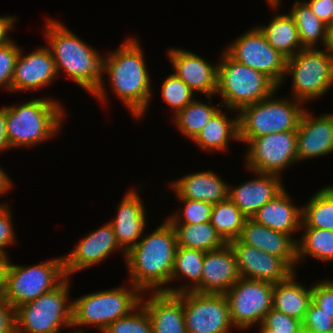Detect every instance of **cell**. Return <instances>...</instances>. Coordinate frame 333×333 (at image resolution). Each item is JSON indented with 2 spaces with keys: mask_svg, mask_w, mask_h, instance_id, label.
I'll return each instance as SVG.
<instances>
[{
  "mask_svg": "<svg viewBox=\"0 0 333 333\" xmlns=\"http://www.w3.org/2000/svg\"><path fill=\"white\" fill-rule=\"evenodd\" d=\"M143 237L126 253L131 283L142 293L165 292L162 286L171 282L178 247L175 229L166 219Z\"/></svg>",
  "mask_w": 333,
  "mask_h": 333,
  "instance_id": "2",
  "label": "cell"
},
{
  "mask_svg": "<svg viewBox=\"0 0 333 333\" xmlns=\"http://www.w3.org/2000/svg\"><path fill=\"white\" fill-rule=\"evenodd\" d=\"M285 191L264 204L251 218L274 231L291 236L301 229L302 208L294 205Z\"/></svg>",
  "mask_w": 333,
  "mask_h": 333,
  "instance_id": "26",
  "label": "cell"
},
{
  "mask_svg": "<svg viewBox=\"0 0 333 333\" xmlns=\"http://www.w3.org/2000/svg\"><path fill=\"white\" fill-rule=\"evenodd\" d=\"M70 278L52 291L15 308L16 333H61L72 327L73 302H68Z\"/></svg>",
  "mask_w": 333,
  "mask_h": 333,
  "instance_id": "8",
  "label": "cell"
},
{
  "mask_svg": "<svg viewBox=\"0 0 333 333\" xmlns=\"http://www.w3.org/2000/svg\"><path fill=\"white\" fill-rule=\"evenodd\" d=\"M292 97L303 104L325 95L333 86V57L325 50L304 48L287 59Z\"/></svg>",
  "mask_w": 333,
  "mask_h": 333,
  "instance_id": "10",
  "label": "cell"
},
{
  "mask_svg": "<svg viewBox=\"0 0 333 333\" xmlns=\"http://www.w3.org/2000/svg\"><path fill=\"white\" fill-rule=\"evenodd\" d=\"M20 50L21 48L14 40L0 46V87L9 91H11V81Z\"/></svg>",
  "mask_w": 333,
  "mask_h": 333,
  "instance_id": "42",
  "label": "cell"
},
{
  "mask_svg": "<svg viewBox=\"0 0 333 333\" xmlns=\"http://www.w3.org/2000/svg\"><path fill=\"white\" fill-rule=\"evenodd\" d=\"M71 333H84V332H83V330L80 331V329H79V331L77 330V331H74V332H71Z\"/></svg>",
  "mask_w": 333,
  "mask_h": 333,
  "instance_id": "54",
  "label": "cell"
},
{
  "mask_svg": "<svg viewBox=\"0 0 333 333\" xmlns=\"http://www.w3.org/2000/svg\"><path fill=\"white\" fill-rule=\"evenodd\" d=\"M301 208V228L333 230V185L318 190Z\"/></svg>",
  "mask_w": 333,
  "mask_h": 333,
  "instance_id": "33",
  "label": "cell"
},
{
  "mask_svg": "<svg viewBox=\"0 0 333 333\" xmlns=\"http://www.w3.org/2000/svg\"><path fill=\"white\" fill-rule=\"evenodd\" d=\"M289 14L296 23L299 39L304 48L316 47L319 40L325 47L327 25L312 12L305 0H295Z\"/></svg>",
  "mask_w": 333,
  "mask_h": 333,
  "instance_id": "31",
  "label": "cell"
},
{
  "mask_svg": "<svg viewBox=\"0 0 333 333\" xmlns=\"http://www.w3.org/2000/svg\"><path fill=\"white\" fill-rule=\"evenodd\" d=\"M161 86L163 101L174 109L173 116L194 100V92L174 73L166 77Z\"/></svg>",
  "mask_w": 333,
  "mask_h": 333,
  "instance_id": "37",
  "label": "cell"
},
{
  "mask_svg": "<svg viewBox=\"0 0 333 333\" xmlns=\"http://www.w3.org/2000/svg\"><path fill=\"white\" fill-rule=\"evenodd\" d=\"M143 295L131 284L80 296L72 301V326H94L103 332L110 323L136 309Z\"/></svg>",
  "mask_w": 333,
  "mask_h": 333,
  "instance_id": "7",
  "label": "cell"
},
{
  "mask_svg": "<svg viewBox=\"0 0 333 333\" xmlns=\"http://www.w3.org/2000/svg\"><path fill=\"white\" fill-rule=\"evenodd\" d=\"M178 200H180L185 207L182 213L175 212L167 218L171 224L191 225L210 221L213 204L187 198H179Z\"/></svg>",
  "mask_w": 333,
  "mask_h": 333,
  "instance_id": "39",
  "label": "cell"
},
{
  "mask_svg": "<svg viewBox=\"0 0 333 333\" xmlns=\"http://www.w3.org/2000/svg\"><path fill=\"white\" fill-rule=\"evenodd\" d=\"M330 153H333V114L313 116L305 109L297 128L298 162Z\"/></svg>",
  "mask_w": 333,
  "mask_h": 333,
  "instance_id": "19",
  "label": "cell"
},
{
  "mask_svg": "<svg viewBox=\"0 0 333 333\" xmlns=\"http://www.w3.org/2000/svg\"><path fill=\"white\" fill-rule=\"evenodd\" d=\"M12 184L13 183L10 177L7 175L4 169L0 167V196H2V194H6L7 192H9V190L12 189L11 188L13 186Z\"/></svg>",
  "mask_w": 333,
  "mask_h": 333,
  "instance_id": "49",
  "label": "cell"
},
{
  "mask_svg": "<svg viewBox=\"0 0 333 333\" xmlns=\"http://www.w3.org/2000/svg\"><path fill=\"white\" fill-rule=\"evenodd\" d=\"M205 252L192 248L177 247L171 282L178 278H187L188 284L179 288L165 287L166 293L179 294L187 291L201 293L202 268ZM186 285V286H185Z\"/></svg>",
  "mask_w": 333,
  "mask_h": 333,
  "instance_id": "29",
  "label": "cell"
},
{
  "mask_svg": "<svg viewBox=\"0 0 333 333\" xmlns=\"http://www.w3.org/2000/svg\"><path fill=\"white\" fill-rule=\"evenodd\" d=\"M141 298L153 327V333H188L183 310V293L152 292Z\"/></svg>",
  "mask_w": 333,
  "mask_h": 333,
  "instance_id": "24",
  "label": "cell"
},
{
  "mask_svg": "<svg viewBox=\"0 0 333 333\" xmlns=\"http://www.w3.org/2000/svg\"><path fill=\"white\" fill-rule=\"evenodd\" d=\"M60 105L55 99L37 98L22 105L5 106L10 148L33 147L58 134L65 118Z\"/></svg>",
  "mask_w": 333,
  "mask_h": 333,
  "instance_id": "4",
  "label": "cell"
},
{
  "mask_svg": "<svg viewBox=\"0 0 333 333\" xmlns=\"http://www.w3.org/2000/svg\"><path fill=\"white\" fill-rule=\"evenodd\" d=\"M183 310L188 333H229L235 327L225 294L183 292Z\"/></svg>",
  "mask_w": 333,
  "mask_h": 333,
  "instance_id": "14",
  "label": "cell"
},
{
  "mask_svg": "<svg viewBox=\"0 0 333 333\" xmlns=\"http://www.w3.org/2000/svg\"><path fill=\"white\" fill-rule=\"evenodd\" d=\"M137 38H127L115 51L103 56L102 75L107 74L113 92L132 116L143 118L152 98L150 74Z\"/></svg>",
  "mask_w": 333,
  "mask_h": 333,
  "instance_id": "3",
  "label": "cell"
},
{
  "mask_svg": "<svg viewBox=\"0 0 333 333\" xmlns=\"http://www.w3.org/2000/svg\"><path fill=\"white\" fill-rule=\"evenodd\" d=\"M206 98L209 99V103L194 99L173 117L178 130L191 141L220 109L219 106L209 105L212 103L211 96H206Z\"/></svg>",
  "mask_w": 333,
  "mask_h": 333,
  "instance_id": "34",
  "label": "cell"
},
{
  "mask_svg": "<svg viewBox=\"0 0 333 333\" xmlns=\"http://www.w3.org/2000/svg\"><path fill=\"white\" fill-rule=\"evenodd\" d=\"M312 12L330 27V19L333 10V0H307L305 1Z\"/></svg>",
  "mask_w": 333,
  "mask_h": 333,
  "instance_id": "46",
  "label": "cell"
},
{
  "mask_svg": "<svg viewBox=\"0 0 333 333\" xmlns=\"http://www.w3.org/2000/svg\"><path fill=\"white\" fill-rule=\"evenodd\" d=\"M264 34L268 43L287 59L304 49L296 23L290 14H279L272 18L267 26H257Z\"/></svg>",
  "mask_w": 333,
  "mask_h": 333,
  "instance_id": "30",
  "label": "cell"
},
{
  "mask_svg": "<svg viewBox=\"0 0 333 333\" xmlns=\"http://www.w3.org/2000/svg\"><path fill=\"white\" fill-rule=\"evenodd\" d=\"M0 333H16L15 309L4 298H0Z\"/></svg>",
  "mask_w": 333,
  "mask_h": 333,
  "instance_id": "45",
  "label": "cell"
},
{
  "mask_svg": "<svg viewBox=\"0 0 333 333\" xmlns=\"http://www.w3.org/2000/svg\"><path fill=\"white\" fill-rule=\"evenodd\" d=\"M217 67V88L221 108L239 112L277 92L278 86L265 74L236 62L225 51Z\"/></svg>",
  "mask_w": 333,
  "mask_h": 333,
  "instance_id": "5",
  "label": "cell"
},
{
  "mask_svg": "<svg viewBox=\"0 0 333 333\" xmlns=\"http://www.w3.org/2000/svg\"><path fill=\"white\" fill-rule=\"evenodd\" d=\"M16 20L15 16H0V46L13 41L8 34L12 31Z\"/></svg>",
  "mask_w": 333,
  "mask_h": 333,
  "instance_id": "47",
  "label": "cell"
},
{
  "mask_svg": "<svg viewBox=\"0 0 333 333\" xmlns=\"http://www.w3.org/2000/svg\"><path fill=\"white\" fill-rule=\"evenodd\" d=\"M258 177L235 187L229 186L228 198L247 217L251 218L264 204L284 189L281 176L255 172Z\"/></svg>",
  "mask_w": 333,
  "mask_h": 333,
  "instance_id": "22",
  "label": "cell"
},
{
  "mask_svg": "<svg viewBox=\"0 0 333 333\" xmlns=\"http://www.w3.org/2000/svg\"><path fill=\"white\" fill-rule=\"evenodd\" d=\"M231 139L239 141L238 115L229 119L219 109L192 141L202 150L217 152L225 151Z\"/></svg>",
  "mask_w": 333,
  "mask_h": 333,
  "instance_id": "28",
  "label": "cell"
},
{
  "mask_svg": "<svg viewBox=\"0 0 333 333\" xmlns=\"http://www.w3.org/2000/svg\"><path fill=\"white\" fill-rule=\"evenodd\" d=\"M178 247L192 248L208 252L227 244L217 233L211 222L199 224H172Z\"/></svg>",
  "mask_w": 333,
  "mask_h": 333,
  "instance_id": "32",
  "label": "cell"
},
{
  "mask_svg": "<svg viewBox=\"0 0 333 333\" xmlns=\"http://www.w3.org/2000/svg\"><path fill=\"white\" fill-rule=\"evenodd\" d=\"M114 250H121L124 259L126 258V252L118 244L113 226L108 221L82 238L70 254L63 256L66 276L70 277L77 271L101 263L115 252Z\"/></svg>",
  "mask_w": 333,
  "mask_h": 333,
  "instance_id": "15",
  "label": "cell"
},
{
  "mask_svg": "<svg viewBox=\"0 0 333 333\" xmlns=\"http://www.w3.org/2000/svg\"><path fill=\"white\" fill-rule=\"evenodd\" d=\"M239 279L236 255L229 243L205 252L201 293L225 294Z\"/></svg>",
  "mask_w": 333,
  "mask_h": 333,
  "instance_id": "21",
  "label": "cell"
},
{
  "mask_svg": "<svg viewBox=\"0 0 333 333\" xmlns=\"http://www.w3.org/2000/svg\"><path fill=\"white\" fill-rule=\"evenodd\" d=\"M312 302L333 318V281L325 279L312 286Z\"/></svg>",
  "mask_w": 333,
  "mask_h": 333,
  "instance_id": "44",
  "label": "cell"
},
{
  "mask_svg": "<svg viewBox=\"0 0 333 333\" xmlns=\"http://www.w3.org/2000/svg\"><path fill=\"white\" fill-rule=\"evenodd\" d=\"M260 333H303L302 321L272 308L260 326Z\"/></svg>",
  "mask_w": 333,
  "mask_h": 333,
  "instance_id": "40",
  "label": "cell"
},
{
  "mask_svg": "<svg viewBox=\"0 0 333 333\" xmlns=\"http://www.w3.org/2000/svg\"><path fill=\"white\" fill-rule=\"evenodd\" d=\"M268 2L267 3H269L270 4V7L271 8H275L276 10H277V7H280V3L282 2L281 0H267Z\"/></svg>",
  "mask_w": 333,
  "mask_h": 333,
  "instance_id": "52",
  "label": "cell"
},
{
  "mask_svg": "<svg viewBox=\"0 0 333 333\" xmlns=\"http://www.w3.org/2000/svg\"><path fill=\"white\" fill-rule=\"evenodd\" d=\"M303 333H328L333 330V318L312 301L302 321Z\"/></svg>",
  "mask_w": 333,
  "mask_h": 333,
  "instance_id": "41",
  "label": "cell"
},
{
  "mask_svg": "<svg viewBox=\"0 0 333 333\" xmlns=\"http://www.w3.org/2000/svg\"><path fill=\"white\" fill-rule=\"evenodd\" d=\"M171 184L177 198H187L211 204H217L228 198V183L211 170L187 174Z\"/></svg>",
  "mask_w": 333,
  "mask_h": 333,
  "instance_id": "25",
  "label": "cell"
},
{
  "mask_svg": "<svg viewBox=\"0 0 333 333\" xmlns=\"http://www.w3.org/2000/svg\"><path fill=\"white\" fill-rule=\"evenodd\" d=\"M245 155L249 171L280 176L288 166L298 162L297 131L272 133L253 138Z\"/></svg>",
  "mask_w": 333,
  "mask_h": 333,
  "instance_id": "13",
  "label": "cell"
},
{
  "mask_svg": "<svg viewBox=\"0 0 333 333\" xmlns=\"http://www.w3.org/2000/svg\"><path fill=\"white\" fill-rule=\"evenodd\" d=\"M168 57L179 77L194 93L216 95L217 64H210L201 56L188 50L171 48Z\"/></svg>",
  "mask_w": 333,
  "mask_h": 333,
  "instance_id": "18",
  "label": "cell"
},
{
  "mask_svg": "<svg viewBox=\"0 0 333 333\" xmlns=\"http://www.w3.org/2000/svg\"><path fill=\"white\" fill-rule=\"evenodd\" d=\"M304 234L297 239V264L304 256H311L323 262L333 260V230L301 228Z\"/></svg>",
  "mask_w": 333,
  "mask_h": 333,
  "instance_id": "36",
  "label": "cell"
},
{
  "mask_svg": "<svg viewBox=\"0 0 333 333\" xmlns=\"http://www.w3.org/2000/svg\"><path fill=\"white\" fill-rule=\"evenodd\" d=\"M12 224V212L8 203L0 204V259H9L5 248L13 245L16 234Z\"/></svg>",
  "mask_w": 333,
  "mask_h": 333,
  "instance_id": "43",
  "label": "cell"
},
{
  "mask_svg": "<svg viewBox=\"0 0 333 333\" xmlns=\"http://www.w3.org/2000/svg\"><path fill=\"white\" fill-rule=\"evenodd\" d=\"M275 94L276 92L239 111V142L248 144L253 138L263 135L297 131L300 118L306 108H302L303 103L296 99L292 101L277 99L274 97Z\"/></svg>",
  "mask_w": 333,
  "mask_h": 333,
  "instance_id": "6",
  "label": "cell"
},
{
  "mask_svg": "<svg viewBox=\"0 0 333 333\" xmlns=\"http://www.w3.org/2000/svg\"><path fill=\"white\" fill-rule=\"evenodd\" d=\"M44 30L57 74L63 70L69 79L102 101L107 100L102 75L103 55L55 19H46ZM106 91V92H105Z\"/></svg>",
  "mask_w": 333,
  "mask_h": 333,
  "instance_id": "1",
  "label": "cell"
},
{
  "mask_svg": "<svg viewBox=\"0 0 333 333\" xmlns=\"http://www.w3.org/2000/svg\"><path fill=\"white\" fill-rule=\"evenodd\" d=\"M10 145L6 136L5 107L0 108V152L9 150Z\"/></svg>",
  "mask_w": 333,
  "mask_h": 333,
  "instance_id": "48",
  "label": "cell"
},
{
  "mask_svg": "<svg viewBox=\"0 0 333 333\" xmlns=\"http://www.w3.org/2000/svg\"><path fill=\"white\" fill-rule=\"evenodd\" d=\"M238 240L270 255L281 258L294 272L297 268V239L274 231L252 218H246Z\"/></svg>",
  "mask_w": 333,
  "mask_h": 333,
  "instance_id": "20",
  "label": "cell"
},
{
  "mask_svg": "<svg viewBox=\"0 0 333 333\" xmlns=\"http://www.w3.org/2000/svg\"><path fill=\"white\" fill-rule=\"evenodd\" d=\"M327 28V41L325 50L333 57V26Z\"/></svg>",
  "mask_w": 333,
  "mask_h": 333,
  "instance_id": "50",
  "label": "cell"
},
{
  "mask_svg": "<svg viewBox=\"0 0 333 333\" xmlns=\"http://www.w3.org/2000/svg\"><path fill=\"white\" fill-rule=\"evenodd\" d=\"M6 268V259H0V298L4 295V275Z\"/></svg>",
  "mask_w": 333,
  "mask_h": 333,
  "instance_id": "51",
  "label": "cell"
},
{
  "mask_svg": "<svg viewBox=\"0 0 333 333\" xmlns=\"http://www.w3.org/2000/svg\"><path fill=\"white\" fill-rule=\"evenodd\" d=\"M22 51L15 63L11 91L38 90L56 79L58 74L55 62L47 45L37 47L30 54L24 55Z\"/></svg>",
  "mask_w": 333,
  "mask_h": 333,
  "instance_id": "17",
  "label": "cell"
},
{
  "mask_svg": "<svg viewBox=\"0 0 333 333\" xmlns=\"http://www.w3.org/2000/svg\"><path fill=\"white\" fill-rule=\"evenodd\" d=\"M273 289V283L240 277L225 293L236 329L247 330L256 323L261 326L266 313L273 308Z\"/></svg>",
  "mask_w": 333,
  "mask_h": 333,
  "instance_id": "11",
  "label": "cell"
},
{
  "mask_svg": "<svg viewBox=\"0 0 333 333\" xmlns=\"http://www.w3.org/2000/svg\"><path fill=\"white\" fill-rule=\"evenodd\" d=\"M246 216L229 199L213 204L210 222L217 233L226 242L238 239L241 234Z\"/></svg>",
  "mask_w": 333,
  "mask_h": 333,
  "instance_id": "35",
  "label": "cell"
},
{
  "mask_svg": "<svg viewBox=\"0 0 333 333\" xmlns=\"http://www.w3.org/2000/svg\"><path fill=\"white\" fill-rule=\"evenodd\" d=\"M66 278L63 256L28 267L6 259L3 297L15 309L52 291Z\"/></svg>",
  "mask_w": 333,
  "mask_h": 333,
  "instance_id": "9",
  "label": "cell"
},
{
  "mask_svg": "<svg viewBox=\"0 0 333 333\" xmlns=\"http://www.w3.org/2000/svg\"><path fill=\"white\" fill-rule=\"evenodd\" d=\"M296 271L285 281L274 284L273 308L288 316L304 320L308 306L312 301V286L304 287L296 279Z\"/></svg>",
  "mask_w": 333,
  "mask_h": 333,
  "instance_id": "27",
  "label": "cell"
},
{
  "mask_svg": "<svg viewBox=\"0 0 333 333\" xmlns=\"http://www.w3.org/2000/svg\"><path fill=\"white\" fill-rule=\"evenodd\" d=\"M235 252L240 277L270 283L285 281L294 271L281 259L238 239L229 243Z\"/></svg>",
  "mask_w": 333,
  "mask_h": 333,
  "instance_id": "16",
  "label": "cell"
},
{
  "mask_svg": "<svg viewBox=\"0 0 333 333\" xmlns=\"http://www.w3.org/2000/svg\"><path fill=\"white\" fill-rule=\"evenodd\" d=\"M225 52L236 62L267 75L278 87L286 77L287 58L268 43L258 27L235 39Z\"/></svg>",
  "mask_w": 333,
  "mask_h": 333,
  "instance_id": "12",
  "label": "cell"
},
{
  "mask_svg": "<svg viewBox=\"0 0 333 333\" xmlns=\"http://www.w3.org/2000/svg\"><path fill=\"white\" fill-rule=\"evenodd\" d=\"M331 26H333V10H332L331 19H330V27Z\"/></svg>",
  "mask_w": 333,
  "mask_h": 333,
  "instance_id": "53",
  "label": "cell"
},
{
  "mask_svg": "<svg viewBox=\"0 0 333 333\" xmlns=\"http://www.w3.org/2000/svg\"><path fill=\"white\" fill-rule=\"evenodd\" d=\"M135 189L129 190L116 207L117 215L110 223L120 247L127 253L142 237L146 228L144 203Z\"/></svg>",
  "mask_w": 333,
  "mask_h": 333,
  "instance_id": "23",
  "label": "cell"
},
{
  "mask_svg": "<svg viewBox=\"0 0 333 333\" xmlns=\"http://www.w3.org/2000/svg\"><path fill=\"white\" fill-rule=\"evenodd\" d=\"M102 333H153L151 319L140 304L128 316L110 323Z\"/></svg>",
  "mask_w": 333,
  "mask_h": 333,
  "instance_id": "38",
  "label": "cell"
}]
</instances>
